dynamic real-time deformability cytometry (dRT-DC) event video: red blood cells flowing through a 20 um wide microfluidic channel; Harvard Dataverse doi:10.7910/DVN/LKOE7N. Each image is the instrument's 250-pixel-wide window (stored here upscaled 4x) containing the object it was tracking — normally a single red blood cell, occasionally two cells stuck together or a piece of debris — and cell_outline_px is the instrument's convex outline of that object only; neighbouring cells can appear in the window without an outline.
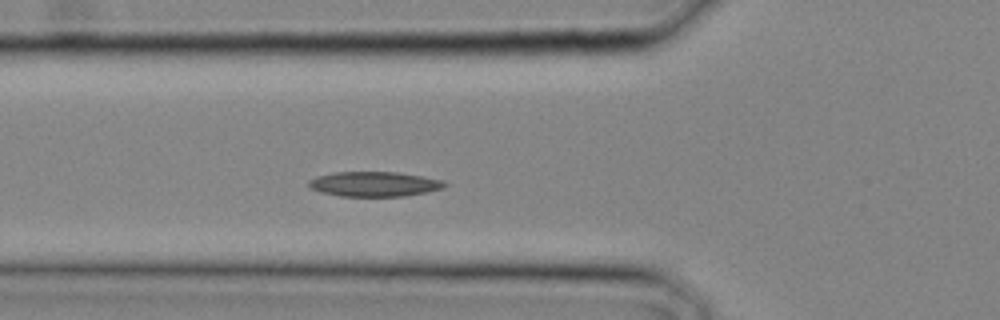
{"species": "common noctule bat (a hibernating species)", "species_latin": "Nyctalus noctula", "temperature_condition": "cold", "stored_images_in_passage": 6, "camera_frame_rate_fps": 3000, "um_per_image_px": 0.085, "animal": {"sex": "male", "body_mass_g": 20.4}, "frame": {"image": 1, "passage_image": 2, "time_ms": 0.333, "image_size_px": [1000, 320], "cell_outline_px": [[448, 184], [444, 188], [428, 192], [404, 196], [340, 196], [320, 192], [312, 188], [308, 184], [308, 180], [316, 176], [336, 172], [396, 172], [444, 180]], "centroid_in_image_um": [31.83, 15.64], "position_along_channel_um": 94.0, "area_um2": 19.71}}
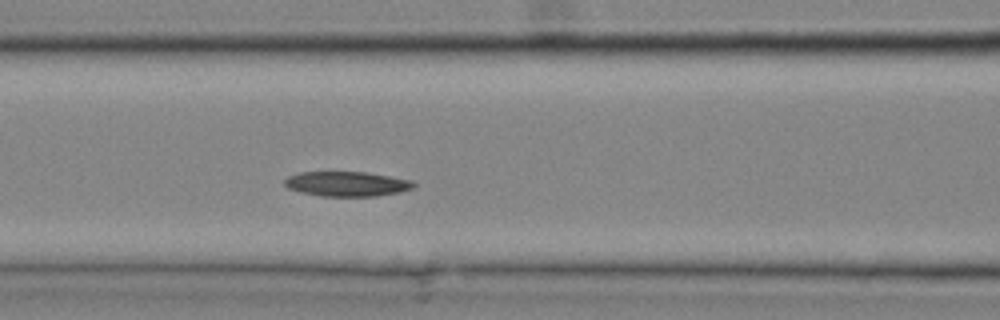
{"frame": {"image": 2, "passage_image": 4, "time_ms": 1.0, "image_size_px": [1000, 320], "cell_outline_px": [[416, 184], [412, 188], [400, 192], [376, 196], [320, 196], [300, 192], [288, 188], [284, 184], [284, 180], [288, 176], [300, 172], [368, 172], [412, 180]], "centroid_in_image_um": [29.48, 15.63], "position_along_channel_um": 137.1, "area_um2": 18.73}}
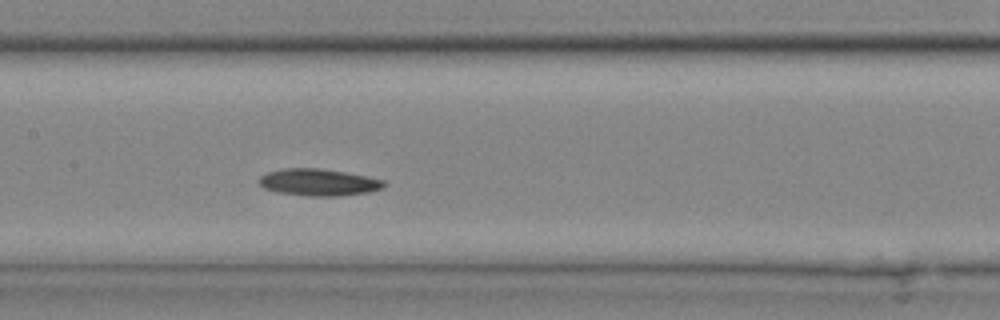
{"frame": {"image": 3, "passage_image": 6, "time_ms": 1.667, "image_size_px": [1000, 320], "cell_outline_px": [[384, 188], [368, 192], [340, 196], [308, 196], [280, 192], [264, 188], [260, 184], [260, 176], [268, 172], [284, 168], [320, 168], [368, 176], [384, 180]], "centroid_in_image_um": [27.11, 15.49], "position_along_channel_um": 180.3, "area_um2": 19.48}}